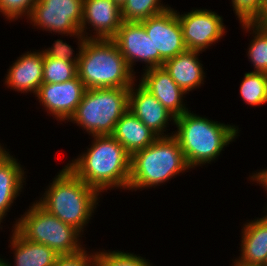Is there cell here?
<instances>
[{
	"instance_id": "6da1fadb",
	"label": "cell",
	"mask_w": 267,
	"mask_h": 266,
	"mask_svg": "<svg viewBox=\"0 0 267 266\" xmlns=\"http://www.w3.org/2000/svg\"><path fill=\"white\" fill-rule=\"evenodd\" d=\"M87 150L66 166L101 195L108 190H128L131 156L111 135L91 136Z\"/></svg>"
},
{
	"instance_id": "7a4b0ae2",
	"label": "cell",
	"mask_w": 267,
	"mask_h": 266,
	"mask_svg": "<svg viewBox=\"0 0 267 266\" xmlns=\"http://www.w3.org/2000/svg\"><path fill=\"white\" fill-rule=\"evenodd\" d=\"M231 124L213 121L190 110L176 117L173 136L191 169L217 161L224 148L235 142L240 130Z\"/></svg>"
},
{
	"instance_id": "3957f363",
	"label": "cell",
	"mask_w": 267,
	"mask_h": 266,
	"mask_svg": "<svg viewBox=\"0 0 267 266\" xmlns=\"http://www.w3.org/2000/svg\"><path fill=\"white\" fill-rule=\"evenodd\" d=\"M51 181L40 199L35 201L83 235L102 195L78 178L66 165Z\"/></svg>"
},
{
	"instance_id": "277c9868",
	"label": "cell",
	"mask_w": 267,
	"mask_h": 266,
	"mask_svg": "<svg viewBox=\"0 0 267 266\" xmlns=\"http://www.w3.org/2000/svg\"><path fill=\"white\" fill-rule=\"evenodd\" d=\"M190 169L178 140L173 135L158 137L131 156L128 190L156 188Z\"/></svg>"
},
{
	"instance_id": "5b68a950",
	"label": "cell",
	"mask_w": 267,
	"mask_h": 266,
	"mask_svg": "<svg viewBox=\"0 0 267 266\" xmlns=\"http://www.w3.org/2000/svg\"><path fill=\"white\" fill-rule=\"evenodd\" d=\"M112 39H88L77 65L86 89L130 88L137 81Z\"/></svg>"
},
{
	"instance_id": "8992f818",
	"label": "cell",
	"mask_w": 267,
	"mask_h": 266,
	"mask_svg": "<svg viewBox=\"0 0 267 266\" xmlns=\"http://www.w3.org/2000/svg\"><path fill=\"white\" fill-rule=\"evenodd\" d=\"M130 88L86 89L68 122L91 136L111 135L115 124L128 110Z\"/></svg>"
},
{
	"instance_id": "52a82bcc",
	"label": "cell",
	"mask_w": 267,
	"mask_h": 266,
	"mask_svg": "<svg viewBox=\"0 0 267 266\" xmlns=\"http://www.w3.org/2000/svg\"><path fill=\"white\" fill-rule=\"evenodd\" d=\"M20 216L12 227L27 240L46 245L58 255L74 254L85 248L77 229L47 212L36 201Z\"/></svg>"
},
{
	"instance_id": "ba28073f",
	"label": "cell",
	"mask_w": 267,
	"mask_h": 266,
	"mask_svg": "<svg viewBox=\"0 0 267 266\" xmlns=\"http://www.w3.org/2000/svg\"><path fill=\"white\" fill-rule=\"evenodd\" d=\"M82 16L83 0H38L26 22L35 29L70 38L80 32Z\"/></svg>"
},
{
	"instance_id": "9c48e42d",
	"label": "cell",
	"mask_w": 267,
	"mask_h": 266,
	"mask_svg": "<svg viewBox=\"0 0 267 266\" xmlns=\"http://www.w3.org/2000/svg\"><path fill=\"white\" fill-rule=\"evenodd\" d=\"M189 12L179 13L176 10L188 50L204 52L226 35L223 17L211 9L192 8Z\"/></svg>"
},
{
	"instance_id": "30bf717a",
	"label": "cell",
	"mask_w": 267,
	"mask_h": 266,
	"mask_svg": "<svg viewBox=\"0 0 267 266\" xmlns=\"http://www.w3.org/2000/svg\"><path fill=\"white\" fill-rule=\"evenodd\" d=\"M154 45V68L186 50L176 9L140 21Z\"/></svg>"
},
{
	"instance_id": "8fae6325",
	"label": "cell",
	"mask_w": 267,
	"mask_h": 266,
	"mask_svg": "<svg viewBox=\"0 0 267 266\" xmlns=\"http://www.w3.org/2000/svg\"><path fill=\"white\" fill-rule=\"evenodd\" d=\"M86 91L78 76L63 83L42 84L34 97H37L48 116L58 122L68 123Z\"/></svg>"
},
{
	"instance_id": "7c38bea8",
	"label": "cell",
	"mask_w": 267,
	"mask_h": 266,
	"mask_svg": "<svg viewBox=\"0 0 267 266\" xmlns=\"http://www.w3.org/2000/svg\"><path fill=\"white\" fill-rule=\"evenodd\" d=\"M122 23L121 7L113 0H83L80 32L87 39H113Z\"/></svg>"
},
{
	"instance_id": "4fadbf2b",
	"label": "cell",
	"mask_w": 267,
	"mask_h": 266,
	"mask_svg": "<svg viewBox=\"0 0 267 266\" xmlns=\"http://www.w3.org/2000/svg\"><path fill=\"white\" fill-rule=\"evenodd\" d=\"M128 110L158 137L173 135L174 132L167 133L166 130L170 124L175 125L176 117L137 81L129 90Z\"/></svg>"
},
{
	"instance_id": "5bb4252c",
	"label": "cell",
	"mask_w": 267,
	"mask_h": 266,
	"mask_svg": "<svg viewBox=\"0 0 267 266\" xmlns=\"http://www.w3.org/2000/svg\"><path fill=\"white\" fill-rule=\"evenodd\" d=\"M112 40L134 73L136 62L145 64L143 70L154 68V45L141 22L123 21Z\"/></svg>"
},
{
	"instance_id": "9a60e30c",
	"label": "cell",
	"mask_w": 267,
	"mask_h": 266,
	"mask_svg": "<svg viewBox=\"0 0 267 266\" xmlns=\"http://www.w3.org/2000/svg\"><path fill=\"white\" fill-rule=\"evenodd\" d=\"M139 83L175 117L189 111L184 102L187 95L163 67L143 70ZM141 78V79H140Z\"/></svg>"
},
{
	"instance_id": "2e32d148",
	"label": "cell",
	"mask_w": 267,
	"mask_h": 266,
	"mask_svg": "<svg viewBox=\"0 0 267 266\" xmlns=\"http://www.w3.org/2000/svg\"><path fill=\"white\" fill-rule=\"evenodd\" d=\"M44 55L42 50L28 51L21 54L5 74L4 85L13 91L33 93V96L43 84Z\"/></svg>"
},
{
	"instance_id": "e0dca14e",
	"label": "cell",
	"mask_w": 267,
	"mask_h": 266,
	"mask_svg": "<svg viewBox=\"0 0 267 266\" xmlns=\"http://www.w3.org/2000/svg\"><path fill=\"white\" fill-rule=\"evenodd\" d=\"M265 215L247 220L241 229L239 257L232 264L239 266H264L267 262V210Z\"/></svg>"
},
{
	"instance_id": "ac0fdd59",
	"label": "cell",
	"mask_w": 267,
	"mask_h": 266,
	"mask_svg": "<svg viewBox=\"0 0 267 266\" xmlns=\"http://www.w3.org/2000/svg\"><path fill=\"white\" fill-rule=\"evenodd\" d=\"M203 52L188 50L166 60L162 67L167 71L176 84L186 93L193 92L204 85L206 73L199 59Z\"/></svg>"
},
{
	"instance_id": "d6986e66",
	"label": "cell",
	"mask_w": 267,
	"mask_h": 266,
	"mask_svg": "<svg viewBox=\"0 0 267 266\" xmlns=\"http://www.w3.org/2000/svg\"><path fill=\"white\" fill-rule=\"evenodd\" d=\"M24 170L25 166L11 153L0 162V225L4 223L3 219H6L15 200L24 190L27 179L25 174L28 173ZM0 229H3L2 225Z\"/></svg>"
},
{
	"instance_id": "ffe728a7",
	"label": "cell",
	"mask_w": 267,
	"mask_h": 266,
	"mask_svg": "<svg viewBox=\"0 0 267 266\" xmlns=\"http://www.w3.org/2000/svg\"><path fill=\"white\" fill-rule=\"evenodd\" d=\"M111 136L124 147L130 156L148 147L158 138L130 110H127L115 124Z\"/></svg>"
},
{
	"instance_id": "44dd1931",
	"label": "cell",
	"mask_w": 267,
	"mask_h": 266,
	"mask_svg": "<svg viewBox=\"0 0 267 266\" xmlns=\"http://www.w3.org/2000/svg\"><path fill=\"white\" fill-rule=\"evenodd\" d=\"M9 246L13 251L12 262L7 266H53L58 254L41 243L32 242L23 238L14 228H11Z\"/></svg>"
},
{
	"instance_id": "7402d4cb",
	"label": "cell",
	"mask_w": 267,
	"mask_h": 266,
	"mask_svg": "<svg viewBox=\"0 0 267 266\" xmlns=\"http://www.w3.org/2000/svg\"><path fill=\"white\" fill-rule=\"evenodd\" d=\"M245 33L252 34L247 47L248 61L253 64V72L267 73V27L253 23H239Z\"/></svg>"
},
{
	"instance_id": "603a6c76",
	"label": "cell",
	"mask_w": 267,
	"mask_h": 266,
	"mask_svg": "<svg viewBox=\"0 0 267 266\" xmlns=\"http://www.w3.org/2000/svg\"><path fill=\"white\" fill-rule=\"evenodd\" d=\"M239 88L245 104L255 108L267 103V73L246 72Z\"/></svg>"
},
{
	"instance_id": "cb8c5ba5",
	"label": "cell",
	"mask_w": 267,
	"mask_h": 266,
	"mask_svg": "<svg viewBox=\"0 0 267 266\" xmlns=\"http://www.w3.org/2000/svg\"><path fill=\"white\" fill-rule=\"evenodd\" d=\"M171 8L162 0H126L121 7L123 21L140 22Z\"/></svg>"
},
{
	"instance_id": "d4e9b609",
	"label": "cell",
	"mask_w": 267,
	"mask_h": 266,
	"mask_svg": "<svg viewBox=\"0 0 267 266\" xmlns=\"http://www.w3.org/2000/svg\"><path fill=\"white\" fill-rule=\"evenodd\" d=\"M77 76V65L44 55L43 84L63 83Z\"/></svg>"
},
{
	"instance_id": "484cf974",
	"label": "cell",
	"mask_w": 267,
	"mask_h": 266,
	"mask_svg": "<svg viewBox=\"0 0 267 266\" xmlns=\"http://www.w3.org/2000/svg\"><path fill=\"white\" fill-rule=\"evenodd\" d=\"M95 255L96 266H153L150 260L123 250H99Z\"/></svg>"
},
{
	"instance_id": "4316f807",
	"label": "cell",
	"mask_w": 267,
	"mask_h": 266,
	"mask_svg": "<svg viewBox=\"0 0 267 266\" xmlns=\"http://www.w3.org/2000/svg\"><path fill=\"white\" fill-rule=\"evenodd\" d=\"M74 39L77 38V47L75 51L73 50L72 46L67 44L66 41L64 42L62 39L54 40V43L51 47L42 49L43 55H47L48 57L57 58L61 60L70 61L76 65H78L79 59L81 57V53L83 51L84 45L88 40L81 32L76 33V36L73 37Z\"/></svg>"
},
{
	"instance_id": "83f0119b",
	"label": "cell",
	"mask_w": 267,
	"mask_h": 266,
	"mask_svg": "<svg viewBox=\"0 0 267 266\" xmlns=\"http://www.w3.org/2000/svg\"><path fill=\"white\" fill-rule=\"evenodd\" d=\"M38 0H0V14L5 21L14 22L20 18L28 19Z\"/></svg>"
},
{
	"instance_id": "f1b7e54d",
	"label": "cell",
	"mask_w": 267,
	"mask_h": 266,
	"mask_svg": "<svg viewBox=\"0 0 267 266\" xmlns=\"http://www.w3.org/2000/svg\"><path fill=\"white\" fill-rule=\"evenodd\" d=\"M239 23H251L261 10L262 0H231Z\"/></svg>"
},
{
	"instance_id": "f546056e",
	"label": "cell",
	"mask_w": 267,
	"mask_h": 266,
	"mask_svg": "<svg viewBox=\"0 0 267 266\" xmlns=\"http://www.w3.org/2000/svg\"><path fill=\"white\" fill-rule=\"evenodd\" d=\"M89 252L84 248L74 254L58 255L53 266H95L96 251Z\"/></svg>"
},
{
	"instance_id": "4dcf8cb0",
	"label": "cell",
	"mask_w": 267,
	"mask_h": 266,
	"mask_svg": "<svg viewBox=\"0 0 267 266\" xmlns=\"http://www.w3.org/2000/svg\"><path fill=\"white\" fill-rule=\"evenodd\" d=\"M250 182H253V184L257 183L259 186L263 187L265 192L267 193V169H260L259 171H254L252 174L249 175ZM255 182V183H254ZM267 196V194H266ZM266 207V208H265ZM263 208L267 210V205Z\"/></svg>"
},
{
	"instance_id": "1f68e13d",
	"label": "cell",
	"mask_w": 267,
	"mask_h": 266,
	"mask_svg": "<svg viewBox=\"0 0 267 266\" xmlns=\"http://www.w3.org/2000/svg\"><path fill=\"white\" fill-rule=\"evenodd\" d=\"M251 23L257 26L267 27V0H262L259 15Z\"/></svg>"
},
{
	"instance_id": "d6a6232c",
	"label": "cell",
	"mask_w": 267,
	"mask_h": 266,
	"mask_svg": "<svg viewBox=\"0 0 267 266\" xmlns=\"http://www.w3.org/2000/svg\"><path fill=\"white\" fill-rule=\"evenodd\" d=\"M10 153L9 149H7L4 144L0 143V162Z\"/></svg>"
},
{
	"instance_id": "836d02e7",
	"label": "cell",
	"mask_w": 267,
	"mask_h": 266,
	"mask_svg": "<svg viewBox=\"0 0 267 266\" xmlns=\"http://www.w3.org/2000/svg\"><path fill=\"white\" fill-rule=\"evenodd\" d=\"M7 260L9 259H4L0 257V266H7V262H8Z\"/></svg>"
},
{
	"instance_id": "e575fe53",
	"label": "cell",
	"mask_w": 267,
	"mask_h": 266,
	"mask_svg": "<svg viewBox=\"0 0 267 266\" xmlns=\"http://www.w3.org/2000/svg\"><path fill=\"white\" fill-rule=\"evenodd\" d=\"M117 5H119L120 7L123 6V4L126 2V0H113Z\"/></svg>"
}]
</instances>
